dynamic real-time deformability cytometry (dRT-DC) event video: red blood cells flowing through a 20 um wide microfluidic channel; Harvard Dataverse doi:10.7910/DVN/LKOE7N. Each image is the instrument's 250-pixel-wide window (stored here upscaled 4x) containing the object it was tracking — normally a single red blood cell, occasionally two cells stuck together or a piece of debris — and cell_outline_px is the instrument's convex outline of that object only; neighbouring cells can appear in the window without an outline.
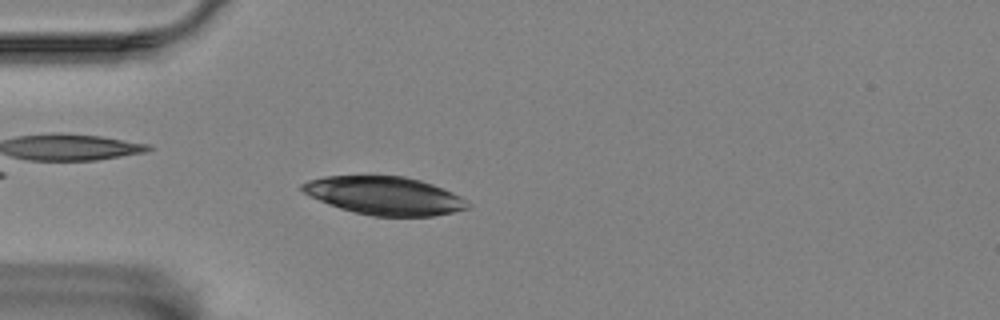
{"species": "Egyptian fruit bat (a non-hibernating species)", "species_latin": "Rousettus aegyptiacus", "temperature_condition": "room temperature", "stored_images_in_passage": 32, "camera_frame_rate_fps": 3000, "um_per_image_px": 0.085, "animal": {"sex": "female"}, "frame": {"image": 1, "passage_image": 6, "time_ms": 1.667, "image_size_px": [1000, 320], "cell_outline_px": [[472, 204], [468, 208], [452, 212], [432, 216], [372, 216], [340, 208], [328, 204], [304, 192], [300, 188], [300, 184], [308, 180], [324, 176], [404, 176], [420, 180], [432, 184], [452, 192], [460, 196]], "centroid_in_image_um": [32.69, 16.63], "position_along_channel_um": 52.3, "area_um2": 36.59}}